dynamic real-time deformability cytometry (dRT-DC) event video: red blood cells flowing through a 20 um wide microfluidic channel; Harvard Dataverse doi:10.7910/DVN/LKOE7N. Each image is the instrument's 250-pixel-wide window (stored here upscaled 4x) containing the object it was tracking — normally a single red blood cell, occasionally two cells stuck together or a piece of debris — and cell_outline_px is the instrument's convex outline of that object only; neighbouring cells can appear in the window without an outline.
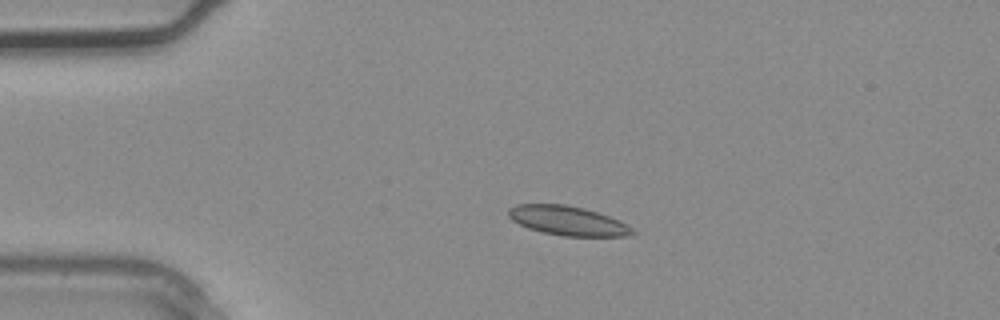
{"species": "common noctule bat (a hibernating species)", "species_latin": "Nyctalus noctula", "temperature_condition": "warm", "stored_images_in_passage": 3, "camera_frame_rate_fps": 3000, "um_per_image_px": 0.085, "animal": {"sex": "male", "body_mass_g": 20.4}, "frame": {"image": 1, "passage_image": 2, "time_ms": 0.333, "image_size_px": [1000, 320], "cell_outline_px": [[636, 232], [632, 236], [564, 236], [544, 232], [528, 228], [512, 220], [508, 216], [508, 208], [516, 204], [564, 204], [584, 208], [620, 220], [628, 224]], "centroid_in_image_um": [48.28, 18.76], "position_along_channel_um": 36.7, "area_um2": 21.21}}
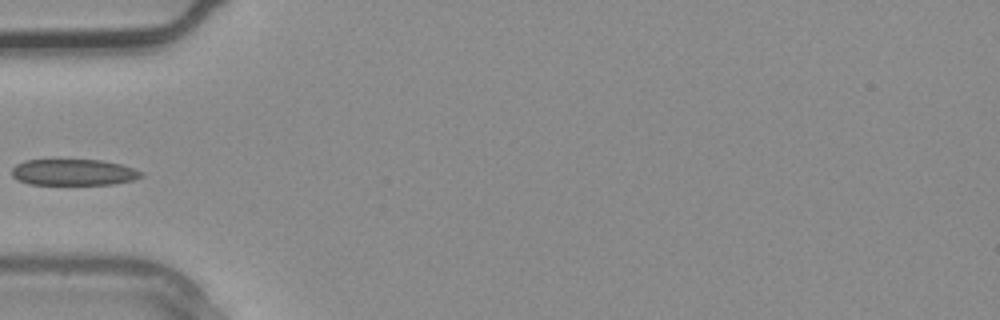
{"frame": {"image": 2, "passage_image": 3, "time_ms": 0.667, "image_size_px": [1000, 320], "cell_outline_px": [[144, 176], [132, 180], [112, 184], [32, 184], [16, 180], [12, 176], [12, 168], [16, 164], [24, 160], [104, 160], [120, 164], [144, 172]], "centroid_in_image_um": [6.25, 14.64], "position_along_channel_um": 78.8, "area_um2": 19.77}}